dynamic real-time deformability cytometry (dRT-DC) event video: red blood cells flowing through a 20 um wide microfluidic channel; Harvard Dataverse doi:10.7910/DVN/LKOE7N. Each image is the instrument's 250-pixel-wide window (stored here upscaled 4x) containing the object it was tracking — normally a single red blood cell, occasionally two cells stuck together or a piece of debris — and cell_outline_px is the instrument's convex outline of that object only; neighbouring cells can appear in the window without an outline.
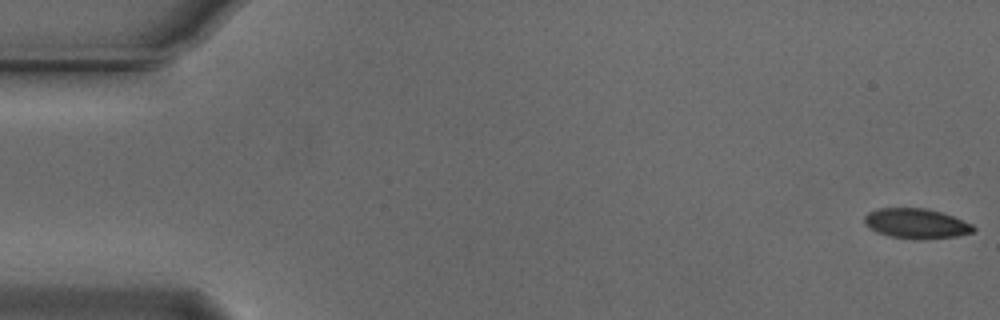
{"species": "Egyptian fruit bat (a non-hibernating species)", "species_latin": "Rousettus aegyptiacus", "temperature_condition": "cold", "stored_images_in_passage": 55, "camera_frame_rate_fps": 3000, "um_per_image_px": 0.085, "animal": {"sex": "male"}, "frame": {"image": 1, "passage_image": 1, "time_ms": 0.0, "image_size_px": [1000, 320], "cell_outline_px": [[976, 228], [972, 232], [956, 236], [920, 240], [892, 236], [876, 232], [864, 224], [864, 216], [868, 212], [876, 208], [928, 208], [952, 216], [972, 224]], "centroid_in_image_um": [77.85, 18.99], "position_along_channel_um": 7.1, "area_um2": 19.02}}
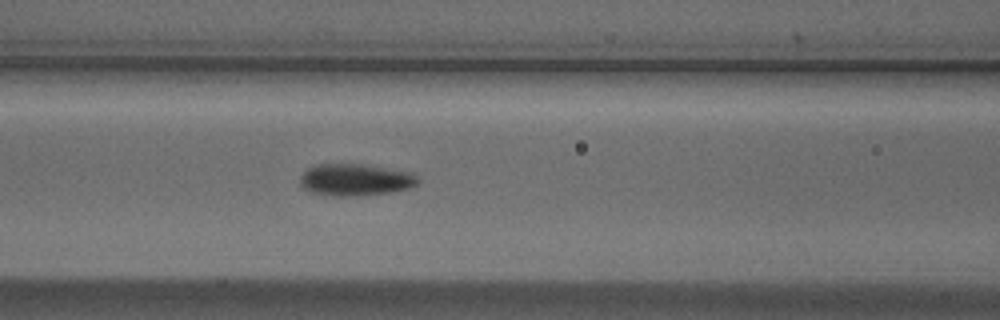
{"frame": {"image": 2, "passage_image": 23, "time_ms": 7.333, "image_size_px": [1000, 320], "cell_outline_px": [[420, 180], [416, 184], [408, 188], [388, 192], [344, 196], [332, 196], [312, 192], [304, 188], [300, 184], [300, 176], [308, 168], [316, 164], [360, 164], [412, 172]], "centroid_in_image_um": [30.17, 15.27], "position_along_channel_um": 136.4, "area_um2": 21.56}}
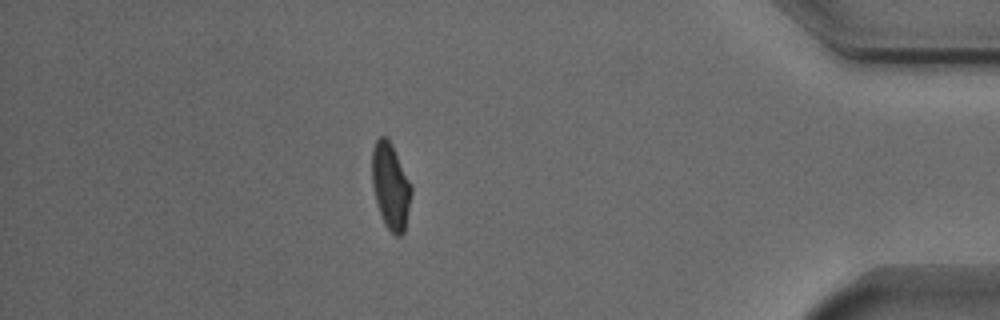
{"frame": {"image": 3, "passage_image": 48, "time_ms": 15.667, "image_size_px": [1000, 320], "cell_outline_px": [[412, 192], [404, 232], [400, 236], [396, 236], [384, 224], [376, 200], [372, 184], [372, 148], [376, 140], [380, 136], [384, 136], [392, 144], [412, 184]], "centroid_in_image_um": [33.21, 15.8], "position_along_channel_um": 402.0, "area_um2": 19.71}, "authors_computed_cell_mechanics": {"area_um2": 20.23, "velocity_mm_per_s": 3.7299, "shape_relaxation_time_tau1_ms": 4.3651, "shape_relaxation_time_tau2_ms": 2.533, "deformation_change_tau1": 0.1354, "deformation_change_tau2": 0.066}}